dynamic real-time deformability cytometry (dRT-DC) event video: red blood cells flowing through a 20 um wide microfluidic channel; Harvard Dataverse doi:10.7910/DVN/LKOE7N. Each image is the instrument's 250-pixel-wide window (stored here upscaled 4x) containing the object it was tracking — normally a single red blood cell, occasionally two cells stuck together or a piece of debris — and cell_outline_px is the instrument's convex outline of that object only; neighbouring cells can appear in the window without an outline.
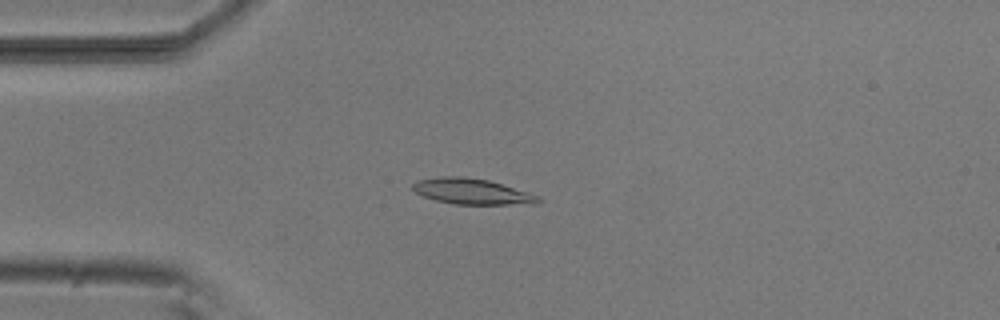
{"species": "common noctule bat (a hibernating species)", "species_latin": "Nyctalus noctula", "temperature_condition": "room temperature", "stored_images_in_passage": 48, "camera_frame_rate_fps": 3000, "um_per_image_px": 0.085, "animal": {"sex": "male", "body_mass_g": 20.5, "forearm_length_mm": 52.5}, "frame": {"image": 1, "passage_image": 13, "time_ms": 4.0, "image_size_px": [1000, 320], "cell_outline_px": [[544, 200], [536, 204], [452, 204], [436, 200], [424, 196], [416, 192], [412, 188], [412, 184], [416, 180], [444, 176], [464, 176], [488, 180], [528, 192], [540, 196]], "centroid_in_image_um": [40.14, 16.27], "position_along_channel_um": 44.9, "area_um2": 18.84}}
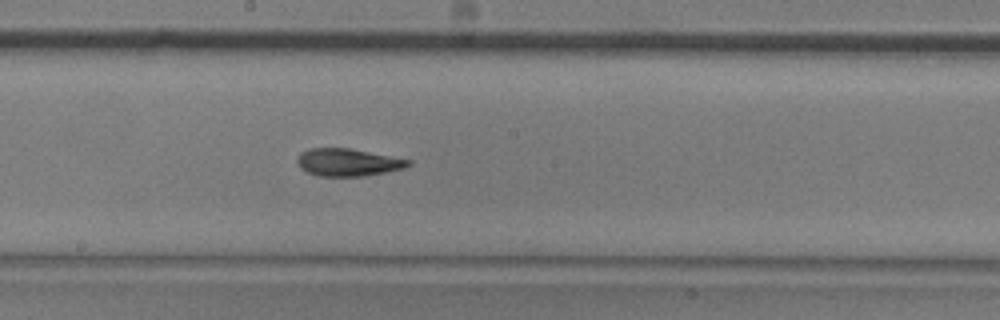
{"frame": {"image": 2, "passage_image": 28, "time_ms": 9.0, "image_size_px": [1000, 320], "cell_outline_px": [[412, 164], [404, 168], [364, 176], [320, 176], [308, 172], [300, 168], [296, 160], [300, 152], [312, 148], [348, 148], [412, 160]], "centroid_in_image_um": [29.56, 13.8], "position_along_channel_um": 218.6, "area_um2": 17.69}}
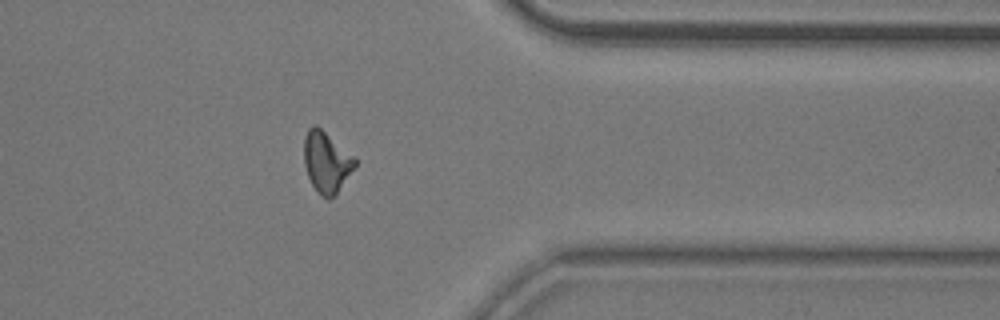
{"frame": {"image": 3, "passage_image": 42, "time_ms": 13.667, "image_size_px": [1000, 320], "cell_outline_px": [[356, 164], [336, 192], [328, 200], [312, 184], [308, 176], [304, 164], [304, 136], [308, 128], [312, 124], [316, 124], [352, 156], [356, 160]], "centroid_in_image_um": [27.69, 13.72], "position_along_channel_um": 383.7, "area_um2": 17.34}}